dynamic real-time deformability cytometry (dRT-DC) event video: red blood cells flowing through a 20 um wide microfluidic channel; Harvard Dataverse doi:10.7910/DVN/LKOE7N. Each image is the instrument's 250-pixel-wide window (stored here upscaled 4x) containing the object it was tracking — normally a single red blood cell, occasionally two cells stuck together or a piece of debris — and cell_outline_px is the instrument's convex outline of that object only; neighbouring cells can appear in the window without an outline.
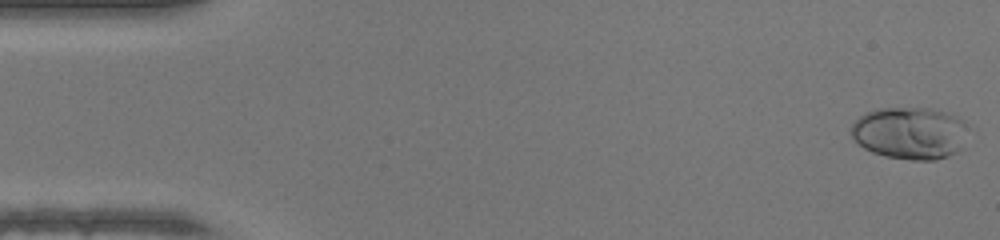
{"species": "human", "species_latin": "Homo sapiens", "temperature_condition": "warm", "stored_images_in_passage": 48, "camera_frame_rate_fps": 3000, "um_per_image_px": 0.085, "donor": {"sex": "female"}, "frame": {"image": 1, "passage_image": 1, "time_ms": 0.0, "image_size_px": [1000, 240], "cell_outline_px": [[964, 124], [960, 148], [956, 152], [948, 156], [936, 160], [912, 160], [884, 156], [872, 152], [864, 148], [852, 136], [848, 128], [860, 116], [876, 108], [928, 108], [944, 112], [964, 120]], "centroid_in_image_um": [77.26, 11.31], "position_along_channel_um": 7.7, "area_um2": 35.14}}
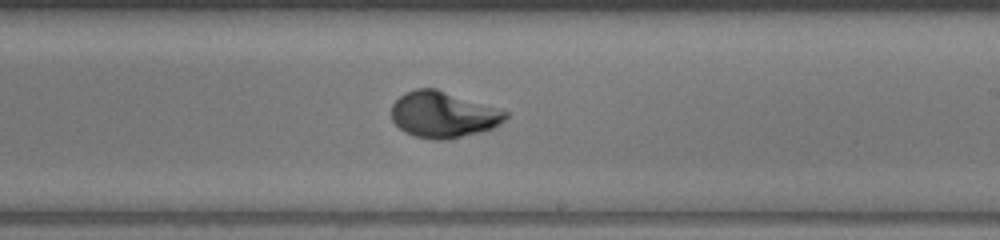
{"frame": {"image": 2, "passage_image": 28, "time_ms": 9.0, "image_size_px": [1000, 240], "cell_outline_px": [[508, 116], [500, 124], [492, 128], [480, 132], [448, 140], [432, 140], [416, 136], [404, 132], [392, 120], [392, 104], [404, 92], [416, 88], [436, 88], [508, 112]], "centroid_in_image_um": [37.65, 9.75], "position_along_channel_um": 251.4, "area_um2": 30.58}}
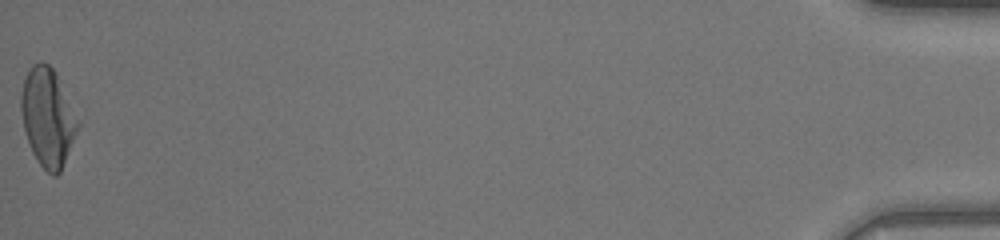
{"frame": {"image": 3, "passage_image": 48, "time_ms": 15.667, "image_size_px": [1000, 240], "cell_outline_px": [[80, 124], [60, 172], [56, 176], [52, 176], [36, 160], [32, 152], [24, 128], [20, 108], [20, 96], [24, 80], [32, 64], [48, 64], [52, 68], [80, 120]], "centroid_in_image_um": [4.06, 10.01], "position_along_channel_um": 431.1, "area_um2": 31.91}, "authors_computed_cell_mechanics": {"area_um2": 29.9404, "velocity_mm_per_s": 4.3253, "shape_relaxation_time_tau1_ms": 2.6028, "shape_relaxation_time_tau2_ms": null, "deformation_change_tau1": 0.1885, "deformation_change_tau2": null}}